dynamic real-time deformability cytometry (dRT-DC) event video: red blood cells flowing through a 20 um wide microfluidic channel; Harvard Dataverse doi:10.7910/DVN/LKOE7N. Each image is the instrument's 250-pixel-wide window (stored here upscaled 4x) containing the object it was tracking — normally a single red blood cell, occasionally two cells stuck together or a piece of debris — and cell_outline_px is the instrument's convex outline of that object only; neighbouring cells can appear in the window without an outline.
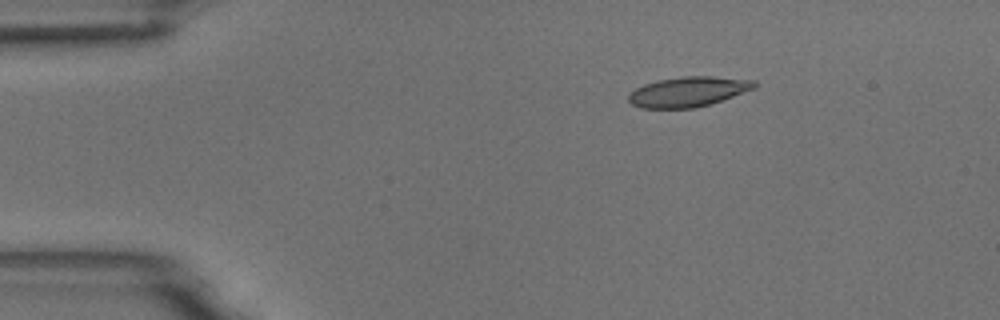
{"species": "common noctule bat (a hibernating species)", "species_latin": "Nyctalus noctula", "temperature_condition": "room temperature", "stored_images_in_passage": 5, "camera_frame_rate_fps": 3000, "um_per_image_px": 0.085, "animal": {"sex": "male", "body_mass_g": 18.8}, "frame": {"image": 1, "passage_image": 3, "time_ms": 0.667, "image_size_px": [1000, 320], "cell_outline_px": [[756, 88], [696, 108], [640, 108], [632, 104], [628, 100], [628, 92], [644, 84], [660, 80], [680, 76], [712, 76], [756, 80]], "centroid_in_image_um": [58.47, 7.79], "position_along_channel_um": 26.5, "area_um2": 21.96}}